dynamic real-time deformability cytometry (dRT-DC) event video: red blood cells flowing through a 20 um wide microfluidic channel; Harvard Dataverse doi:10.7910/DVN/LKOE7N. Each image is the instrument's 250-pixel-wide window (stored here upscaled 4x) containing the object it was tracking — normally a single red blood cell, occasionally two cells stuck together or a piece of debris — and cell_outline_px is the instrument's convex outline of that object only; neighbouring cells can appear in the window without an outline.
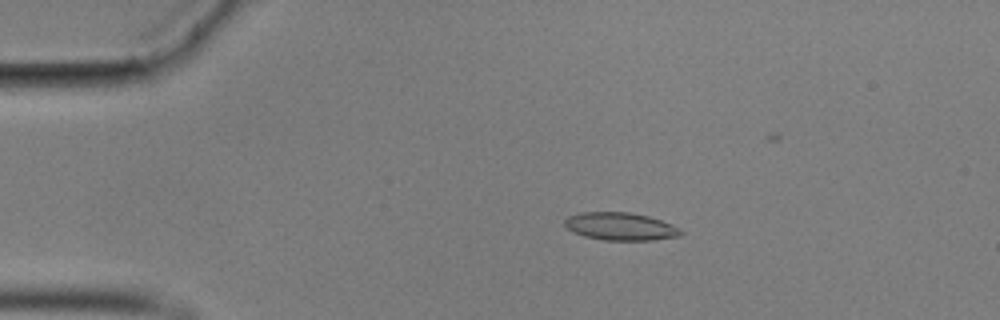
{"species": "common noctule bat (a hibernating species)", "species_latin": "Nyctalus noctula", "temperature_condition": "cold", "stored_images_in_passage": 53, "camera_frame_rate_fps": 3000, "um_per_image_px": 0.085, "animal": {"sex": "male", "body_mass_g": 17.9}, "frame": {"image": 1, "passage_image": 11, "time_ms": 3.333, "image_size_px": [1000, 320], "cell_outline_px": [[684, 232], [680, 236], [652, 240], [604, 240], [584, 236], [572, 232], [564, 224], [564, 220], [568, 216], [580, 212], [628, 212], [648, 216], [672, 224], [680, 228]], "centroid_in_image_um": [52.74, 19.24], "position_along_channel_um": 32.3, "area_um2": 18.84}}
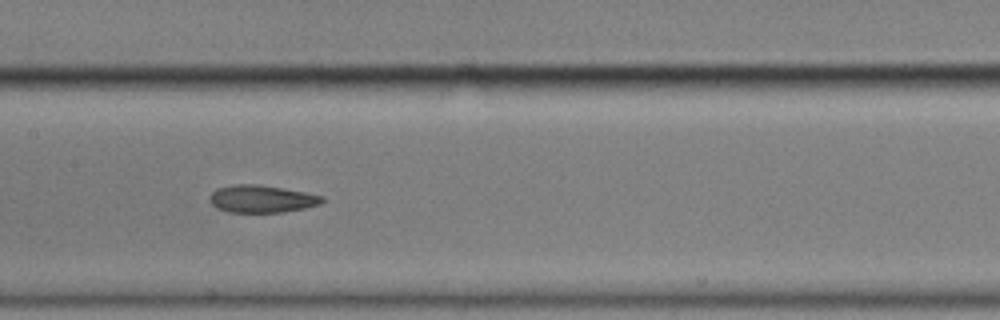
{"frame": {"image": 2, "passage_image": 28, "time_ms": 9.0, "image_size_px": [1000, 320], "cell_outline_px": [[324, 200], [320, 204], [304, 208], [284, 212], [228, 212], [216, 208], [212, 204], [212, 192], [216, 188], [232, 184], [260, 184], [304, 192], [324, 196]], "centroid_in_image_um": [22.25, 16.9], "position_along_channel_um": 185.2, "area_um2": 17.92}}
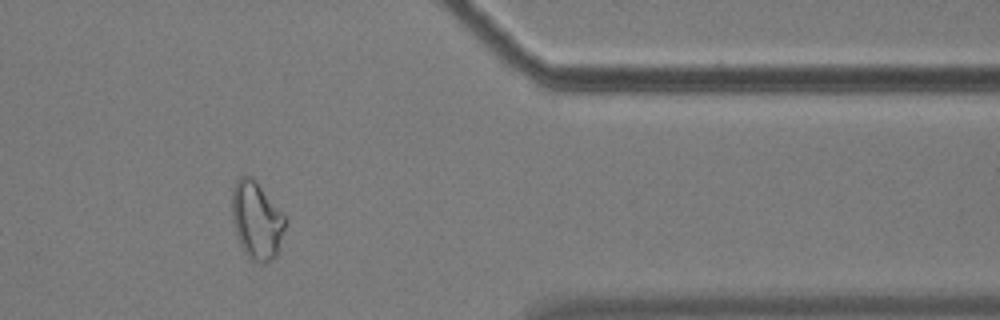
{"frame": {"image": 3, "passage_image": 47, "time_ms": 15.333, "image_size_px": [1000, 320], "cell_outline_px": [[288, 220], [276, 256], [268, 264], [264, 264], [252, 260], [244, 252], [240, 244], [232, 220], [232, 188], [236, 180], [240, 176], [252, 176], [256, 180], [284, 212]], "centroid_in_image_um": [21.85, 18.71], "position_along_channel_um": 389.6, "area_um2": 24.62}, "authors_computed_cell_mechanics": {"area_um2": 18.6694, "velocity_mm_per_s": 3.5147, "shape_relaxation_time_tau1_ms": null, "shape_relaxation_time_tau2_ms": 3.3836, "deformation_change_tau1": null, "deformation_change_tau2": 0.0969}}